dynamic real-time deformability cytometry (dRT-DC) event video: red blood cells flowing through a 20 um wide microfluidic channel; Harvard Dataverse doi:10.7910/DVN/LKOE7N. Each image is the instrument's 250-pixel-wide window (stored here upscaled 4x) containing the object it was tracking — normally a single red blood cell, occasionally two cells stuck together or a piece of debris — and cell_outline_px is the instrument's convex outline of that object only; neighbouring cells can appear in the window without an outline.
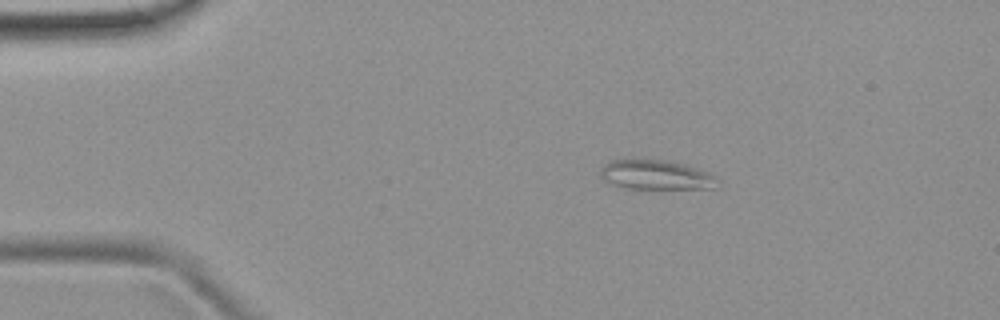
{"species": "common noctule bat (a hibernating species)", "species_latin": "Nyctalus noctula", "temperature_condition": "room temperature", "stored_images_in_passage": 43, "camera_frame_rate_fps": 3000, "um_per_image_px": 0.085, "animal": {"sex": "female", "body_mass_g": 19.9}, "frame": {"image": 1, "passage_image": 1, "time_ms": 0.0, "image_size_px": [1000, 320], "cell_outline_px": [[720, 180], [712, 188], [628, 188], [604, 180], [600, 176], [600, 168], [604, 164], [612, 160], [632, 156], [664, 160], [684, 164], [708, 172], [716, 176]], "centroid_in_image_um": [55.71, 14.81], "position_along_channel_um": 29.3, "area_um2": 20.52}}
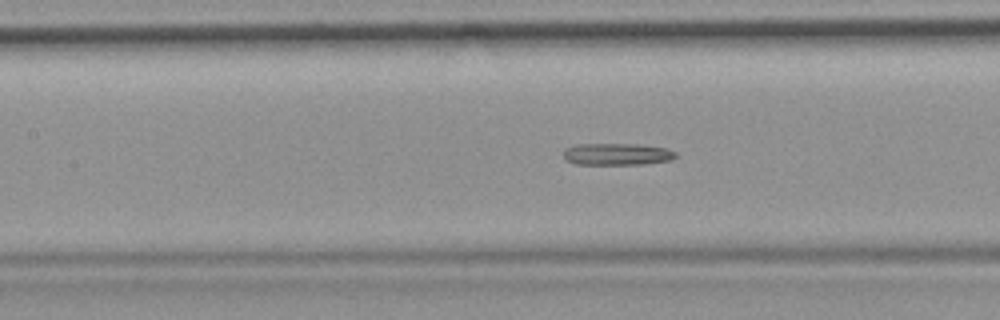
{"frame": {"image": 2, "passage_image": 15, "time_ms": 4.667, "image_size_px": [1000, 320], "cell_outline_px": [[676, 156], [672, 160], [644, 164], [576, 164], [568, 160], [564, 156], [564, 148], [576, 144], [636, 144], [668, 148], [676, 152]], "centroid_in_image_um": [52.47, 13.1], "position_along_channel_um": 154.9, "area_um2": 14.33}}
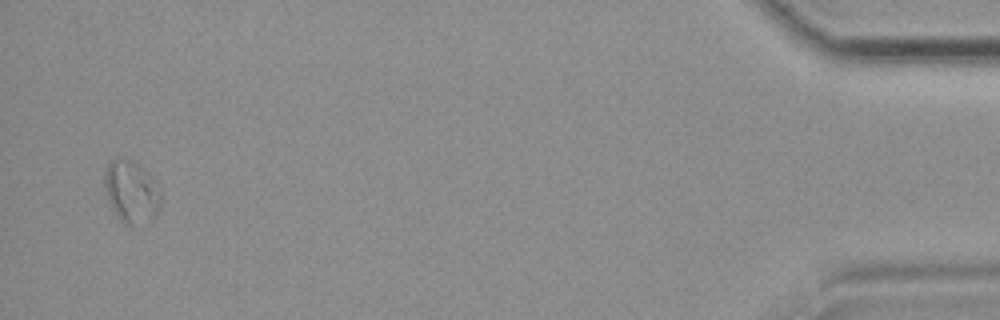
{"frame": {"image": 3, "passage_image": 42, "time_ms": 13.667, "image_size_px": [1000, 320], "cell_outline_px": [[160, 208], [152, 220], [148, 224], [124, 224], [120, 220], [112, 208], [104, 192], [104, 168], [116, 156], [120, 156], [132, 160], [152, 176], [156, 180], [160, 188]], "centroid_in_image_um": [11.16, 16.28], "position_along_channel_um": 424.0, "area_um2": 20.98}}